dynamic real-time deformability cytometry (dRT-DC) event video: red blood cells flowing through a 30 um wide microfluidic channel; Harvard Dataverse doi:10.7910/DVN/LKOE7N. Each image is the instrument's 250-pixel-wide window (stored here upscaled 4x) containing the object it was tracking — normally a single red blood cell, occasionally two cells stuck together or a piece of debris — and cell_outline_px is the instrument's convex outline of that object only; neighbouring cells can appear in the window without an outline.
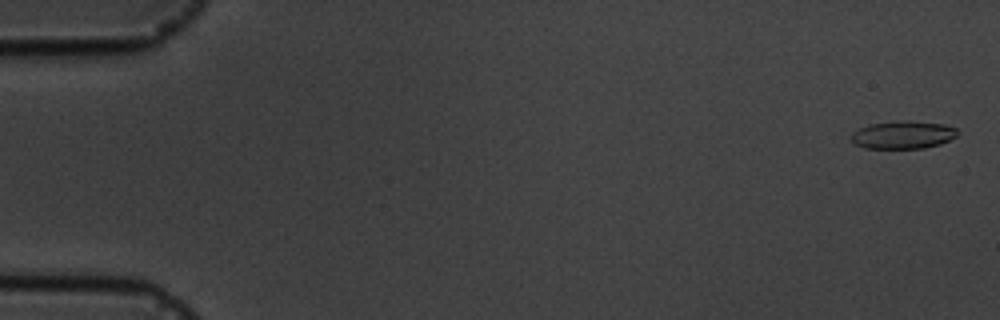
{"species": "common noctule bat (a hibernating species)", "species_latin": "Nyctalus noctula", "temperature_condition": "cold", "stored_images_in_passage": 7, "camera_frame_rate_fps": 3000, "um_per_image_px": 0.085, "animal": {"sex": "male", "body_mass_g": 19.5, "forearm_length_mm": 54.6}, "frame": {"image": 1, "passage_image": 1, "time_ms": 0.0, "image_size_px": [1000, 320], "cell_outline_px": [[956, 136], [940, 144], [924, 148], [864, 148], [856, 144], [852, 140], [852, 132], [868, 124], [900, 120], [904, 120], [944, 124], [956, 128]], "centroid_in_image_um": [76.74, 11.45], "position_along_channel_um": 8.3, "area_um2": 17.11}}
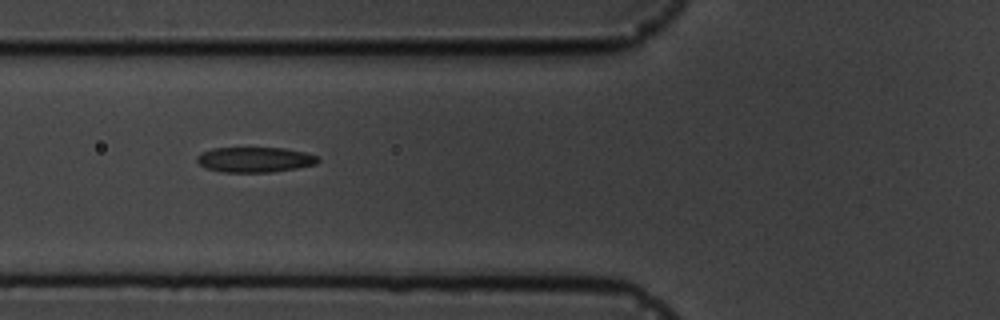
{"frame": {"image": 2, "passage_image": 6, "time_ms": 6.667, "image_size_px": [1000, 320], "cell_outline_px": [[320, 160], [316, 164], [296, 168], [272, 172], [224, 172], [204, 168], [196, 160], [196, 156], [200, 152], [212, 148], [284, 148], [304, 152], [320, 156]], "centroid_in_image_um": [21.65, 13.56], "position_along_channel_um": 104.2, "area_um2": 17.92}}
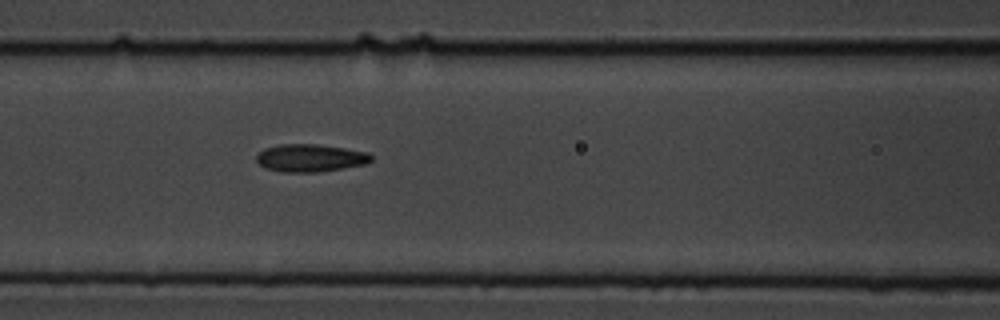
{"frame": {"image": 3, "passage_image": 7, "time_ms": 7.667, "image_size_px": [1000, 320], "cell_outline_px": [[372, 160], [364, 164], [316, 172], [280, 172], [264, 168], [256, 160], [256, 156], [264, 148], [280, 144], [316, 144], [344, 148], [368, 152], [372, 156]], "centroid_in_image_um": [26.33, 13.42], "position_along_channel_um": 140.3, "area_um2": 18.38}}